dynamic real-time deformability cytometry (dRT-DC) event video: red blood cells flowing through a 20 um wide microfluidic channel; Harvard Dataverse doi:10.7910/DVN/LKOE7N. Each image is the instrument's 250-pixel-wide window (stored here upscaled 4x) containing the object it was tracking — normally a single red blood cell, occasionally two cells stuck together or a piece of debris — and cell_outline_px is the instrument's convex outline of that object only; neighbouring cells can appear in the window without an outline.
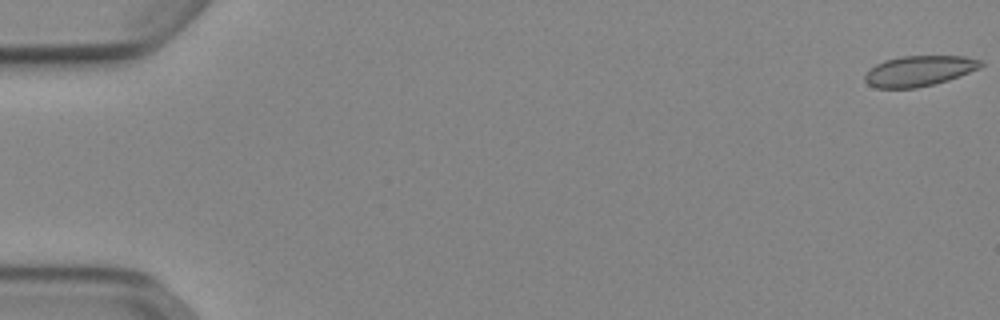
{"species": "Egyptian fruit bat (a non-hibernating species)", "species_latin": "Rousettus aegyptiacus", "temperature_condition": "cold", "stored_images_in_passage": 53, "camera_frame_rate_fps": 3000, "um_per_image_px": 0.085, "animal": {"sex": "female"}, "frame": {"image": 1, "passage_image": 1, "time_ms": 0.0, "image_size_px": [1000, 320], "cell_outline_px": [[984, 64], [980, 68], [960, 76], [948, 80], [916, 88], [876, 88], [868, 84], [864, 80], [864, 76], [868, 68], [884, 60], [900, 56], [964, 56], [984, 60]], "centroid_in_image_um": [78.12, 6.02], "position_along_channel_um": 6.9, "area_um2": 20.81}}
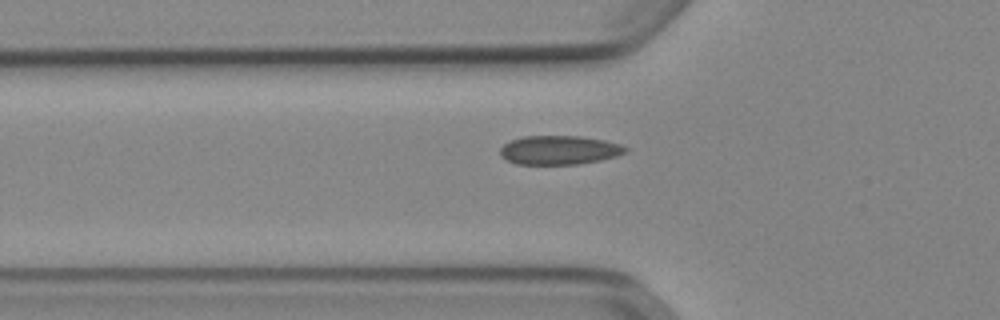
{"frame": {"image": 2, "passage_image": 19, "time_ms": 6.0, "image_size_px": [1000, 320], "cell_outline_px": [[628, 152], [616, 156], [600, 160], [580, 164], [516, 164], [500, 156], [500, 148], [504, 144], [512, 140], [524, 136], [580, 136], [604, 140], [620, 144], [628, 148]], "centroid_in_image_um": [47.55, 12.76], "position_along_channel_um": 78.3, "area_um2": 21.15}}
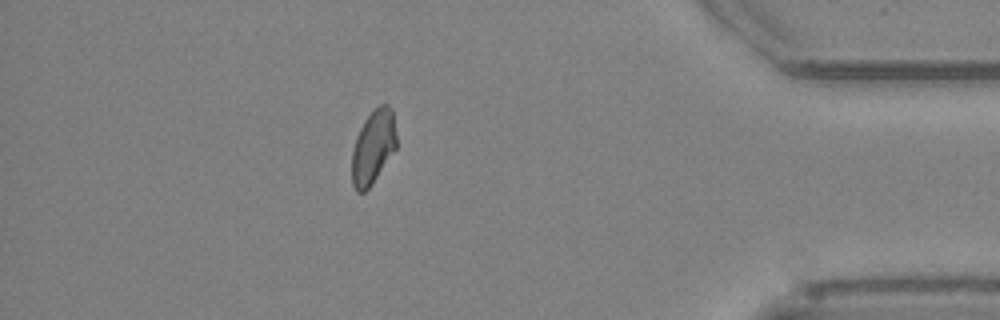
{"frame": {"image": 3, "passage_image": 47, "time_ms": 15.333, "image_size_px": [1000, 320], "cell_outline_px": [[396, 148], [372, 184], [364, 192], [356, 192], [352, 184], [352, 152], [356, 136], [364, 120], [380, 104], [388, 104], [392, 108], [396, 136]], "centroid_in_image_um": [31.71, 12.5], "position_along_channel_um": 403.5, "area_um2": 19.07}, "authors_computed_cell_mechanics": {"area_um2": 20.6346, "velocity_mm_per_s": 3.9004, "shape_relaxation_time_tau1_ms": null, "shape_relaxation_time_tau2_ms": 1.9506, "deformation_change_tau1": null, "deformation_change_tau2": 0.0615}}